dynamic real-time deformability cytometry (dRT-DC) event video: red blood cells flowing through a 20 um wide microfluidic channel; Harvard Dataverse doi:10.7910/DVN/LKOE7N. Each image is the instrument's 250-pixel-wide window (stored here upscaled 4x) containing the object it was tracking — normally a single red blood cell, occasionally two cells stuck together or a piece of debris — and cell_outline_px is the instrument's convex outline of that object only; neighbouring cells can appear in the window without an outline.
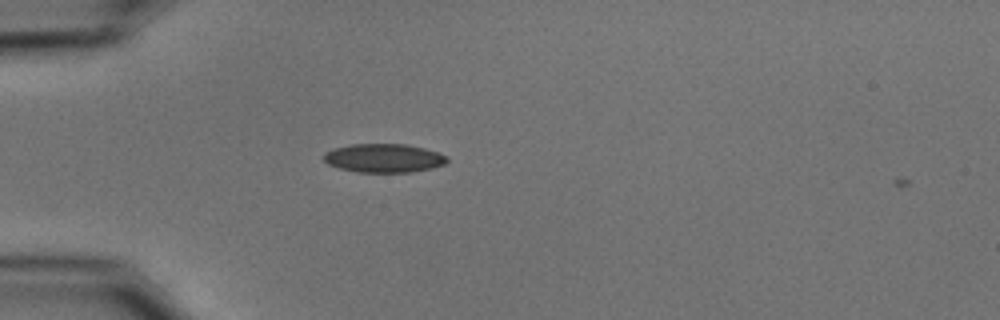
{"species": "common noctule bat (a hibernating species)", "species_latin": "Nyctalus noctula", "temperature_condition": "cold", "stored_images_in_passage": 4, "camera_frame_rate_fps": 3000, "um_per_image_px": 0.085, "animal": {"sex": "male", "body_mass_g": 15.6}, "frame": {"image": 1, "passage_image": 3, "time_ms": 0.667, "image_size_px": [1000, 320], "cell_outline_px": [[448, 160], [444, 164], [432, 168], [412, 172], [356, 172], [340, 168], [328, 164], [324, 160], [324, 152], [332, 148], [352, 144], [408, 144], [424, 148], [448, 156]], "centroid_in_image_um": [32.61, 13.43], "position_along_channel_um": 52.4, "area_um2": 20.69}}